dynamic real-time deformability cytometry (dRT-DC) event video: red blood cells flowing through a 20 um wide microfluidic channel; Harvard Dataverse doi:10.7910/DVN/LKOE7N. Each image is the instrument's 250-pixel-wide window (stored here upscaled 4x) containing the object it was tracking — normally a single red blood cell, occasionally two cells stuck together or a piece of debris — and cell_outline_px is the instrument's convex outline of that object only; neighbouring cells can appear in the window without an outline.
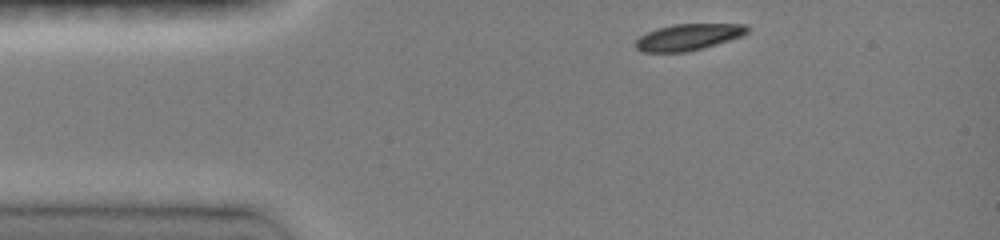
{"species": "common noctule bat (a hibernating species)", "species_latin": "Nyctalus noctula", "temperature_condition": "room temperature", "stored_images_in_passage": 18, "camera_frame_rate_fps": 3000, "um_per_image_px": 0.085, "animal": {"sex": "female", "body_mass_g": 19.0, "forearm_length_mm": 51.5}, "frame": {"image": 1, "passage_image": 1, "time_ms": 0.0, "image_size_px": [1000, 240], "cell_outline_px": [[748, 32], [740, 36], [704, 48], [688, 52], [640, 52], [636, 48], [636, 40], [640, 36], [656, 28], [672, 24], [748, 24]], "centroid_in_image_um": [58.48, 3.15], "position_along_channel_um": 26.5, "area_um2": 17.17}}
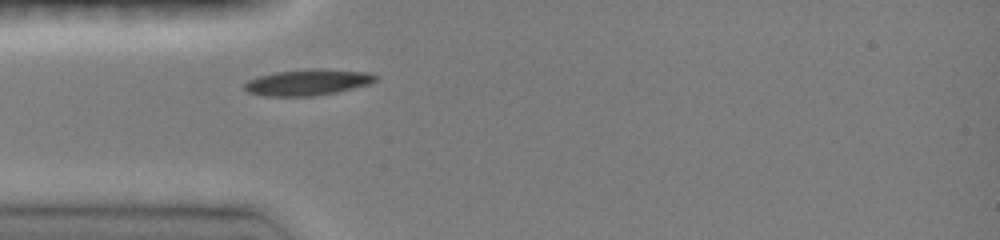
{"frame": {"image": 2, "passage_image": 10, "time_ms": 2.0, "image_size_px": [1000, 240], "cell_outline_px": [[380, 76], [376, 80], [368, 84], [336, 92], [316, 96], [264, 96], [248, 92], [244, 88], [244, 84], [248, 80], [260, 76], [276, 72], [316, 68], [320, 68], [372, 72]], "centroid_in_image_um": [26.2, 6.99], "position_along_channel_um": 58.8, "area_um2": 20.0}}
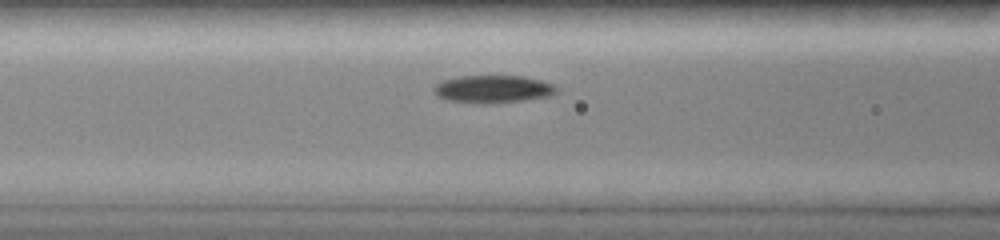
{"frame": {"image": 3, "passage_image": 18, "time_ms": 3.667, "image_size_px": [1000, 240], "cell_outline_px": [[556, 92], [548, 96], [524, 100], [488, 104], [476, 104], [448, 100], [436, 96], [432, 88], [440, 80], [460, 76], [524, 76], [556, 84]], "centroid_in_image_um": [41.86, 7.57], "position_along_channel_um": 124.7, "area_um2": 20.0}}